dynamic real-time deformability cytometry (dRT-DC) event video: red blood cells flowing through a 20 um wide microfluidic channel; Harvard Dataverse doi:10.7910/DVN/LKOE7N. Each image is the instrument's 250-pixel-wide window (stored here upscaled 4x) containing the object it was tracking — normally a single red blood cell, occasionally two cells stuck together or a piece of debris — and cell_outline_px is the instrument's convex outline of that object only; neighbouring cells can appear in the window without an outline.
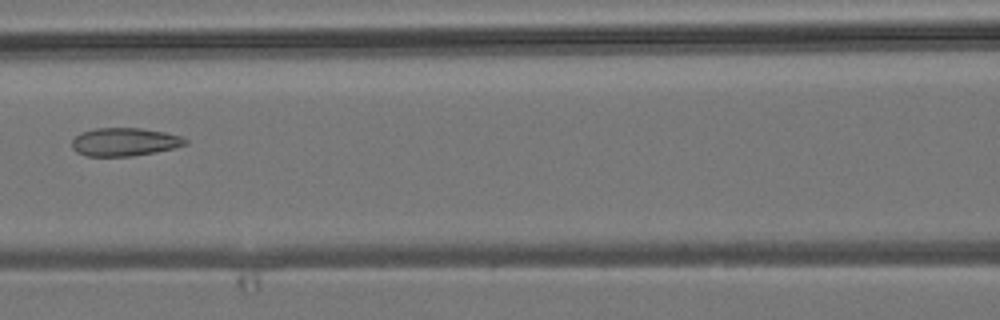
{"species": "common noctule bat (a hibernating species)", "species_latin": "Nyctalus noctula", "temperature_condition": "room temperature", "stored_images_in_passage": 8, "camera_frame_rate_fps": 3000, "um_per_image_px": 0.085, "animal": {"sex": "male", "body_mass_g": 19.2, "forearm_length_mm": 51.8}, "frame": {"image": 1, "passage_image": 7, "time_ms": 7.0, "image_size_px": [1000, 320], "cell_outline_px": [[188, 144], [156, 152], [132, 156], [88, 156], [76, 152], [72, 148], [72, 140], [80, 132], [96, 128], [140, 128], [164, 132], [180, 136], [188, 140]], "centroid_in_image_um": [10.57, 12.06], "position_along_channel_um": 156.0, "area_um2": 18.61}}
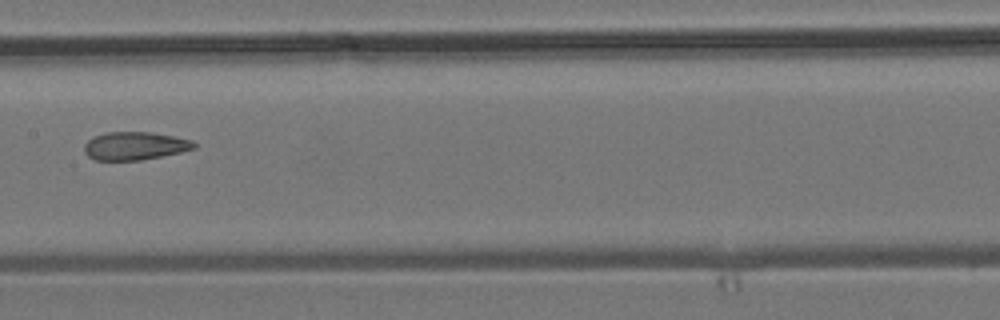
{"frame": {"image": 2, "passage_image": 8, "time_ms": 8.0, "image_size_px": [1000, 320], "cell_outline_px": [[196, 148], [180, 152], [140, 160], [96, 160], [88, 156], [84, 152], [84, 144], [92, 136], [104, 132], [152, 132], [192, 140], [196, 144]], "centroid_in_image_um": [11.43, 12.39], "position_along_channel_um": 196.0, "area_um2": 17.98}}